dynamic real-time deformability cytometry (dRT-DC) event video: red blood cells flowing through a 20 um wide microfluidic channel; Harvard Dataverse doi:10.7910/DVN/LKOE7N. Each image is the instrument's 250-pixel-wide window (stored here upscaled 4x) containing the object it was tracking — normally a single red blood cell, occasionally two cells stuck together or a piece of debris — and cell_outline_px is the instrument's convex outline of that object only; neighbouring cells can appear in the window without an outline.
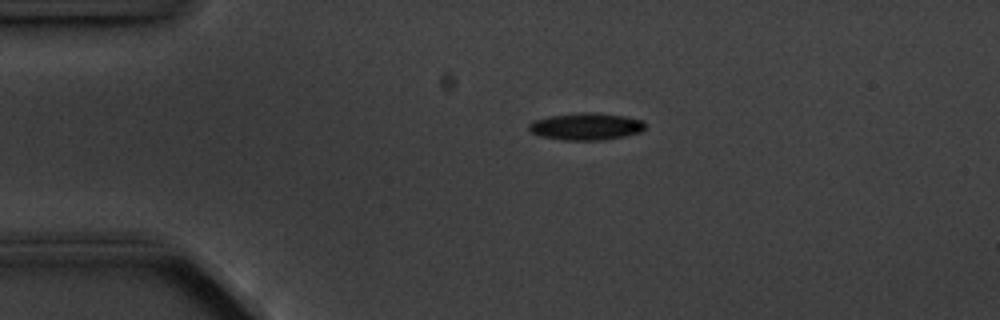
{"species": "common noctule bat (a hibernating species)", "species_latin": "Nyctalus noctula", "temperature_condition": "cold", "stored_images_in_passage": 2, "camera_frame_rate_fps": 3000, "um_per_image_px": 0.085, "animal": {"sex": "male", "body_mass_g": 20.1, "forearm_length_mm": 53.5}, "frame": {"image": 1, "passage_image": 1, "time_ms": 0.0, "image_size_px": [1000, 320], "cell_outline_px": [[644, 128], [640, 132], [624, 136], [600, 140], [560, 140], [536, 136], [528, 128], [528, 124], [532, 120], [548, 116], [584, 112], [596, 112], [624, 116], [644, 120]], "centroid_in_image_um": [49.76, 10.75], "position_along_channel_um": 35.2, "area_um2": 18.55}}